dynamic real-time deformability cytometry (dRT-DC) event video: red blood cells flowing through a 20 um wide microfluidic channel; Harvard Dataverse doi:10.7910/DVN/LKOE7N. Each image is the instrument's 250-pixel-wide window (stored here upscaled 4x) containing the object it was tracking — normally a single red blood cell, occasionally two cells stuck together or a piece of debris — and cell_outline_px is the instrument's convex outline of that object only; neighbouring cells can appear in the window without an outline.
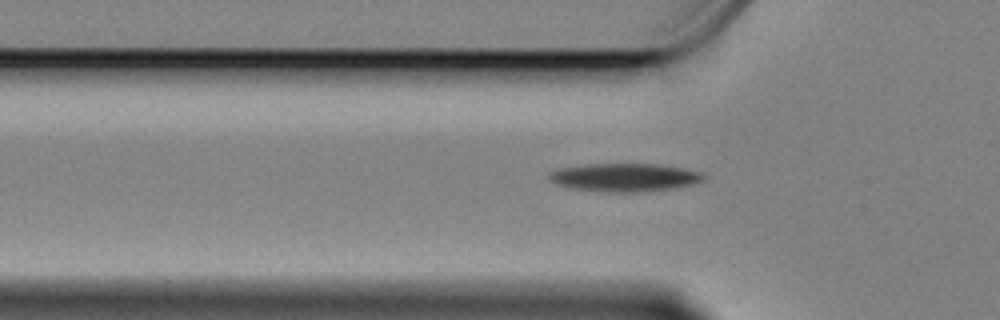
{"species": "Egyptian fruit bat (a non-hibernating species)", "species_latin": "Rousettus aegyptiacus", "temperature_condition": "cold", "stored_images_in_passage": 36, "camera_frame_rate_fps": 3000, "um_per_image_px": 0.085, "animal": {"sex": "female"}, "frame": {"image": 1, "passage_image": 3, "time_ms": 0.667, "image_size_px": [1000, 320], "cell_outline_px": [[704, 180], [692, 184], [672, 188], [644, 192], [608, 192], [576, 188], [560, 184], [548, 180], [548, 172], [560, 168], [584, 164], [660, 164], [684, 168], [700, 172], [704, 176]], "centroid_in_image_um": [53.1, 15.07], "position_along_channel_um": 72.7, "area_um2": 25.2}}
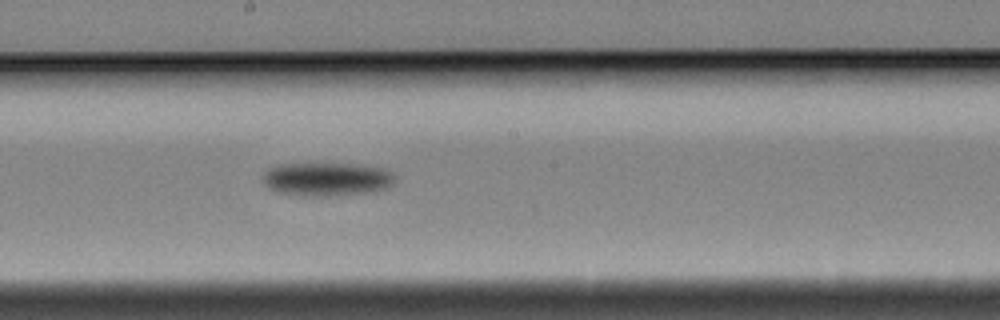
{"frame": {"image": 2, "passage_image": 16, "time_ms": 5.0, "image_size_px": [1000, 320], "cell_outline_px": [[396, 180], [388, 188], [368, 192], [328, 196], [300, 196], [276, 192], [268, 188], [264, 184], [264, 172], [268, 168], [280, 164], [352, 164], [384, 168], [392, 172], [396, 176]], "centroid_in_image_um": [27.78, 15.23], "position_along_channel_um": 220.4, "area_um2": 25.95}}
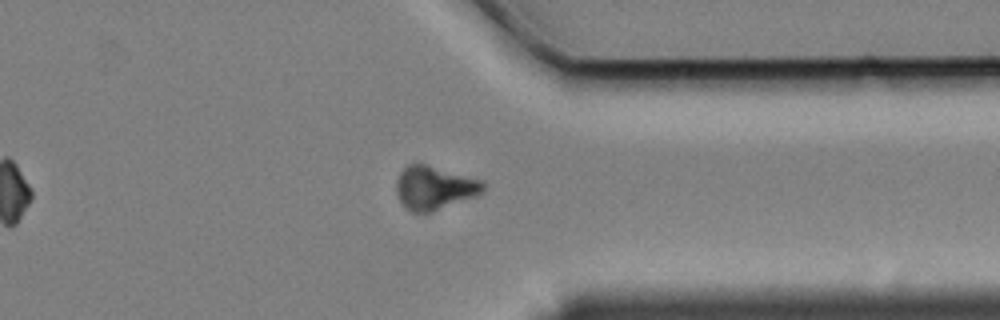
{"frame": {"image": 3, "passage_image": 30, "time_ms": 9.667, "image_size_px": [1000, 320], "cell_outline_px": [[484, 192], [476, 196], [432, 212], [412, 212], [400, 200], [396, 192], [396, 180], [400, 172], [408, 164], [428, 164], [484, 180]], "centroid_in_image_um": [36.95, 15.94], "position_along_channel_um": 374.4, "area_um2": 22.14}, "authors_computed_cell_mechanics": {"area_um2": 24.9118, "velocity_mm_per_s": 3.3867, "shape_relaxation_time_tau1_ms": 1.7806, "shape_relaxation_time_tau2_ms": null, "deformation_change_tau1": 0.089, "deformation_change_tau2": null}}